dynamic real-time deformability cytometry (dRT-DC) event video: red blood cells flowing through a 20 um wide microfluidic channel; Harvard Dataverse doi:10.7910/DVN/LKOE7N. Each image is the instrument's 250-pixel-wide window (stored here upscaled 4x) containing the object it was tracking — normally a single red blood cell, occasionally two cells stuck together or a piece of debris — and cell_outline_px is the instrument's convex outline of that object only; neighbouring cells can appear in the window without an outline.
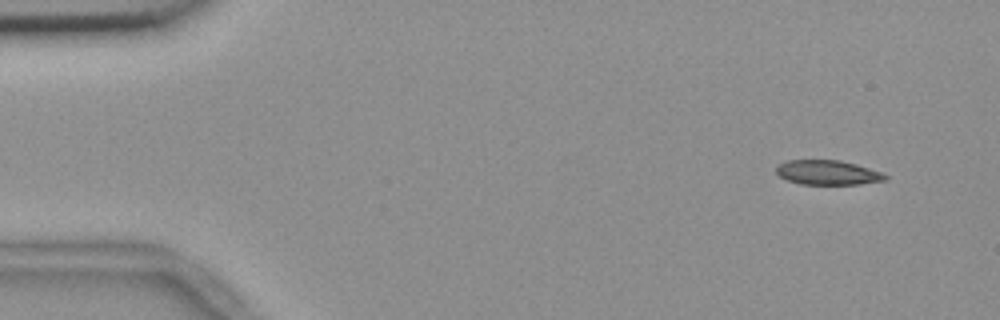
{"species": "common noctule bat (a hibernating species)", "species_latin": "Nyctalus noctula", "temperature_condition": "room temperature", "stored_images_in_passage": 9, "camera_frame_rate_fps": 3000, "um_per_image_px": 0.085, "animal": {"sex": "female", "body_mass_g": 18.4}, "frame": {"image": 1, "passage_image": 1, "time_ms": 0.0, "image_size_px": [1000, 320], "cell_outline_px": [[888, 176], [884, 180], [860, 184], [800, 184], [788, 180], [780, 176], [776, 172], [776, 168], [780, 164], [788, 160], [840, 160], [856, 164], [880, 172]], "centroid_in_image_um": [70.34, 14.66], "position_along_channel_um": 14.7, "area_um2": 15.37}}